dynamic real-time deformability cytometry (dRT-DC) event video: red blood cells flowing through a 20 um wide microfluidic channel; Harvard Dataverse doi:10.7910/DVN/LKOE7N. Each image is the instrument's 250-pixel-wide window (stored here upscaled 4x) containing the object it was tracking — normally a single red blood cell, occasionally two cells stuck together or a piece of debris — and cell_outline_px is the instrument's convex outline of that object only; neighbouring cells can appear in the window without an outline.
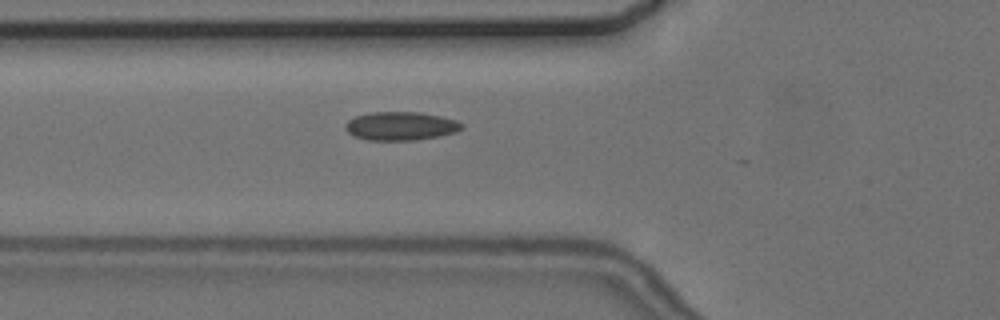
{"species": "common noctule bat (a hibernating species)", "species_latin": "Nyctalus noctula", "temperature_condition": "cold", "stored_images_in_passage": 2, "camera_frame_rate_fps": 3000, "um_per_image_px": 0.085, "animal": {"sex": "female", "body_mass_g": 24.6, "forearm_length_mm": 56.2}, "frame": {"image": 1, "passage_image": 2, "time_ms": 1.0, "image_size_px": [1000, 320], "cell_outline_px": [[464, 128], [456, 132], [440, 136], [416, 140], [368, 140], [352, 136], [344, 128], [344, 124], [348, 120], [356, 116], [368, 112], [420, 112], [440, 116], [456, 120], [464, 124]], "centroid_in_image_um": [34.05, 10.71], "position_along_channel_um": 91.7, "area_um2": 19.59}}